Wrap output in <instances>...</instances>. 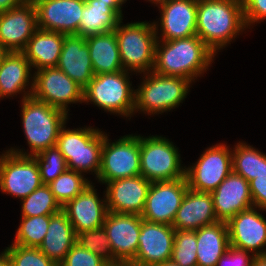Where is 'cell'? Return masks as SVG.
Listing matches in <instances>:
<instances>
[{
    "mask_svg": "<svg viewBox=\"0 0 266 266\" xmlns=\"http://www.w3.org/2000/svg\"><path fill=\"white\" fill-rule=\"evenodd\" d=\"M216 54L197 36L157 40L153 72L195 82L214 62Z\"/></svg>",
    "mask_w": 266,
    "mask_h": 266,
    "instance_id": "cell-1",
    "label": "cell"
},
{
    "mask_svg": "<svg viewBox=\"0 0 266 266\" xmlns=\"http://www.w3.org/2000/svg\"><path fill=\"white\" fill-rule=\"evenodd\" d=\"M246 29L242 0H198L196 35L216 55Z\"/></svg>",
    "mask_w": 266,
    "mask_h": 266,
    "instance_id": "cell-2",
    "label": "cell"
},
{
    "mask_svg": "<svg viewBox=\"0 0 266 266\" xmlns=\"http://www.w3.org/2000/svg\"><path fill=\"white\" fill-rule=\"evenodd\" d=\"M21 106L23 132L30 152L14 147L8 148V151L22 156H33L56 146L59 132L67 124L69 114L32 96L21 100Z\"/></svg>",
    "mask_w": 266,
    "mask_h": 266,
    "instance_id": "cell-3",
    "label": "cell"
},
{
    "mask_svg": "<svg viewBox=\"0 0 266 266\" xmlns=\"http://www.w3.org/2000/svg\"><path fill=\"white\" fill-rule=\"evenodd\" d=\"M141 84L135 89L134 114L159 115L183 103L192 81L179 76H164L153 71L143 74Z\"/></svg>",
    "mask_w": 266,
    "mask_h": 266,
    "instance_id": "cell-4",
    "label": "cell"
},
{
    "mask_svg": "<svg viewBox=\"0 0 266 266\" xmlns=\"http://www.w3.org/2000/svg\"><path fill=\"white\" fill-rule=\"evenodd\" d=\"M114 29L124 71L139 75L153 71L157 36L153 22L121 24Z\"/></svg>",
    "mask_w": 266,
    "mask_h": 266,
    "instance_id": "cell-5",
    "label": "cell"
},
{
    "mask_svg": "<svg viewBox=\"0 0 266 266\" xmlns=\"http://www.w3.org/2000/svg\"><path fill=\"white\" fill-rule=\"evenodd\" d=\"M103 142L104 132L99 128L84 126L67 129L64 125L59 132L56 147L63 154L69 170L83 174L91 172L97 179Z\"/></svg>",
    "mask_w": 266,
    "mask_h": 266,
    "instance_id": "cell-6",
    "label": "cell"
},
{
    "mask_svg": "<svg viewBox=\"0 0 266 266\" xmlns=\"http://www.w3.org/2000/svg\"><path fill=\"white\" fill-rule=\"evenodd\" d=\"M130 73L122 70L94 75L84 89L83 103L90 102L105 112L131 119L134 115L135 89L130 82Z\"/></svg>",
    "mask_w": 266,
    "mask_h": 266,
    "instance_id": "cell-7",
    "label": "cell"
},
{
    "mask_svg": "<svg viewBox=\"0 0 266 266\" xmlns=\"http://www.w3.org/2000/svg\"><path fill=\"white\" fill-rule=\"evenodd\" d=\"M179 149L169 139L140 135V175L147 180L172 181L185 178Z\"/></svg>",
    "mask_w": 266,
    "mask_h": 266,
    "instance_id": "cell-8",
    "label": "cell"
},
{
    "mask_svg": "<svg viewBox=\"0 0 266 266\" xmlns=\"http://www.w3.org/2000/svg\"><path fill=\"white\" fill-rule=\"evenodd\" d=\"M104 132L101 167L97 176L100 184L140 175V135L129 134L110 142Z\"/></svg>",
    "mask_w": 266,
    "mask_h": 266,
    "instance_id": "cell-9",
    "label": "cell"
},
{
    "mask_svg": "<svg viewBox=\"0 0 266 266\" xmlns=\"http://www.w3.org/2000/svg\"><path fill=\"white\" fill-rule=\"evenodd\" d=\"M224 143L208 147L199 159L186 167L188 187L197 192H213L233 171L232 148Z\"/></svg>",
    "mask_w": 266,
    "mask_h": 266,
    "instance_id": "cell-10",
    "label": "cell"
},
{
    "mask_svg": "<svg viewBox=\"0 0 266 266\" xmlns=\"http://www.w3.org/2000/svg\"><path fill=\"white\" fill-rule=\"evenodd\" d=\"M32 97L69 114L68 105L83 103L84 89L57 67L34 71Z\"/></svg>",
    "mask_w": 266,
    "mask_h": 266,
    "instance_id": "cell-11",
    "label": "cell"
},
{
    "mask_svg": "<svg viewBox=\"0 0 266 266\" xmlns=\"http://www.w3.org/2000/svg\"><path fill=\"white\" fill-rule=\"evenodd\" d=\"M43 185L38 163L33 156H22L8 150L0 155V191L19 198L29 196Z\"/></svg>",
    "mask_w": 266,
    "mask_h": 266,
    "instance_id": "cell-12",
    "label": "cell"
},
{
    "mask_svg": "<svg viewBox=\"0 0 266 266\" xmlns=\"http://www.w3.org/2000/svg\"><path fill=\"white\" fill-rule=\"evenodd\" d=\"M197 5L198 0H162L156 3L160 10L159 20L153 21L157 40L170 41L196 35Z\"/></svg>",
    "mask_w": 266,
    "mask_h": 266,
    "instance_id": "cell-13",
    "label": "cell"
},
{
    "mask_svg": "<svg viewBox=\"0 0 266 266\" xmlns=\"http://www.w3.org/2000/svg\"><path fill=\"white\" fill-rule=\"evenodd\" d=\"M188 188L186 177L151 182L141 217L150 222L172 226Z\"/></svg>",
    "mask_w": 266,
    "mask_h": 266,
    "instance_id": "cell-14",
    "label": "cell"
},
{
    "mask_svg": "<svg viewBox=\"0 0 266 266\" xmlns=\"http://www.w3.org/2000/svg\"><path fill=\"white\" fill-rule=\"evenodd\" d=\"M258 210L253 206L226 222L229 244L255 256H266V219Z\"/></svg>",
    "mask_w": 266,
    "mask_h": 266,
    "instance_id": "cell-15",
    "label": "cell"
},
{
    "mask_svg": "<svg viewBox=\"0 0 266 266\" xmlns=\"http://www.w3.org/2000/svg\"><path fill=\"white\" fill-rule=\"evenodd\" d=\"M34 5L39 29L79 36L85 0H39Z\"/></svg>",
    "mask_w": 266,
    "mask_h": 266,
    "instance_id": "cell-16",
    "label": "cell"
},
{
    "mask_svg": "<svg viewBox=\"0 0 266 266\" xmlns=\"http://www.w3.org/2000/svg\"><path fill=\"white\" fill-rule=\"evenodd\" d=\"M175 231L171 225L142 219L138 250L132 262L136 266H156L170 260Z\"/></svg>",
    "mask_w": 266,
    "mask_h": 266,
    "instance_id": "cell-17",
    "label": "cell"
},
{
    "mask_svg": "<svg viewBox=\"0 0 266 266\" xmlns=\"http://www.w3.org/2000/svg\"><path fill=\"white\" fill-rule=\"evenodd\" d=\"M37 29L34 3L25 1L17 8L0 12V43L9 52H22Z\"/></svg>",
    "mask_w": 266,
    "mask_h": 266,
    "instance_id": "cell-18",
    "label": "cell"
},
{
    "mask_svg": "<svg viewBox=\"0 0 266 266\" xmlns=\"http://www.w3.org/2000/svg\"><path fill=\"white\" fill-rule=\"evenodd\" d=\"M142 219L141 215L108 211L103 228L117 260L132 261L136 257Z\"/></svg>",
    "mask_w": 266,
    "mask_h": 266,
    "instance_id": "cell-19",
    "label": "cell"
},
{
    "mask_svg": "<svg viewBox=\"0 0 266 266\" xmlns=\"http://www.w3.org/2000/svg\"><path fill=\"white\" fill-rule=\"evenodd\" d=\"M150 185L151 181L141 175L107 182L105 193L108 211L141 215Z\"/></svg>",
    "mask_w": 266,
    "mask_h": 266,
    "instance_id": "cell-20",
    "label": "cell"
},
{
    "mask_svg": "<svg viewBox=\"0 0 266 266\" xmlns=\"http://www.w3.org/2000/svg\"><path fill=\"white\" fill-rule=\"evenodd\" d=\"M103 193L104 198L101 199L94 183H90L79 195L62 207L76 234L103 226L108 213L106 193Z\"/></svg>",
    "mask_w": 266,
    "mask_h": 266,
    "instance_id": "cell-21",
    "label": "cell"
},
{
    "mask_svg": "<svg viewBox=\"0 0 266 266\" xmlns=\"http://www.w3.org/2000/svg\"><path fill=\"white\" fill-rule=\"evenodd\" d=\"M211 196L218 221L227 222L239 212L253 207L249 182L233 171Z\"/></svg>",
    "mask_w": 266,
    "mask_h": 266,
    "instance_id": "cell-22",
    "label": "cell"
},
{
    "mask_svg": "<svg viewBox=\"0 0 266 266\" xmlns=\"http://www.w3.org/2000/svg\"><path fill=\"white\" fill-rule=\"evenodd\" d=\"M32 70L22 52H9L0 66V99L17 97L18 94H22L21 100L30 97L33 92Z\"/></svg>",
    "mask_w": 266,
    "mask_h": 266,
    "instance_id": "cell-23",
    "label": "cell"
},
{
    "mask_svg": "<svg viewBox=\"0 0 266 266\" xmlns=\"http://www.w3.org/2000/svg\"><path fill=\"white\" fill-rule=\"evenodd\" d=\"M216 222L218 219L211 193L197 192L188 188L172 226L175 230L196 231Z\"/></svg>",
    "mask_w": 266,
    "mask_h": 266,
    "instance_id": "cell-24",
    "label": "cell"
},
{
    "mask_svg": "<svg viewBox=\"0 0 266 266\" xmlns=\"http://www.w3.org/2000/svg\"><path fill=\"white\" fill-rule=\"evenodd\" d=\"M56 67L85 89L95 75L86 38L66 35Z\"/></svg>",
    "mask_w": 266,
    "mask_h": 266,
    "instance_id": "cell-25",
    "label": "cell"
},
{
    "mask_svg": "<svg viewBox=\"0 0 266 266\" xmlns=\"http://www.w3.org/2000/svg\"><path fill=\"white\" fill-rule=\"evenodd\" d=\"M121 8L123 7L118 2L85 0L79 36L86 38L114 31L124 17Z\"/></svg>",
    "mask_w": 266,
    "mask_h": 266,
    "instance_id": "cell-26",
    "label": "cell"
},
{
    "mask_svg": "<svg viewBox=\"0 0 266 266\" xmlns=\"http://www.w3.org/2000/svg\"><path fill=\"white\" fill-rule=\"evenodd\" d=\"M77 234L66 213L60 212L50 215L47 233L39 250L56 265H60L65 256L76 243Z\"/></svg>",
    "mask_w": 266,
    "mask_h": 266,
    "instance_id": "cell-27",
    "label": "cell"
},
{
    "mask_svg": "<svg viewBox=\"0 0 266 266\" xmlns=\"http://www.w3.org/2000/svg\"><path fill=\"white\" fill-rule=\"evenodd\" d=\"M65 36L62 33L38 28L22 51L30 62L31 68L37 71L44 68L56 67Z\"/></svg>",
    "mask_w": 266,
    "mask_h": 266,
    "instance_id": "cell-28",
    "label": "cell"
},
{
    "mask_svg": "<svg viewBox=\"0 0 266 266\" xmlns=\"http://www.w3.org/2000/svg\"><path fill=\"white\" fill-rule=\"evenodd\" d=\"M198 266H216L229 248L227 224L218 221L196 230Z\"/></svg>",
    "mask_w": 266,
    "mask_h": 266,
    "instance_id": "cell-29",
    "label": "cell"
},
{
    "mask_svg": "<svg viewBox=\"0 0 266 266\" xmlns=\"http://www.w3.org/2000/svg\"><path fill=\"white\" fill-rule=\"evenodd\" d=\"M94 74L123 70L115 31L86 37Z\"/></svg>",
    "mask_w": 266,
    "mask_h": 266,
    "instance_id": "cell-30",
    "label": "cell"
},
{
    "mask_svg": "<svg viewBox=\"0 0 266 266\" xmlns=\"http://www.w3.org/2000/svg\"><path fill=\"white\" fill-rule=\"evenodd\" d=\"M232 149L233 172L248 182L266 176V154L246 142H238Z\"/></svg>",
    "mask_w": 266,
    "mask_h": 266,
    "instance_id": "cell-31",
    "label": "cell"
},
{
    "mask_svg": "<svg viewBox=\"0 0 266 266\" xmlns=\"http://www.w3.org/2000/svg\"><path fill=\"white\" fill-rule=\"evenodd\" d=\"M20 201L21 217L53 215L62 210L48 185H42Z\"/></svg>",
    "mask_w": 266,
    "mask_h": 266,
    "instance_id": "cell-32",
    "label": "cell"
},
{
    "mask_svg": "<svg viewBox=\"0 0 266 266\" xmlns=\"http://www.w3.org/2000/svg\"><path fill=\"white\" fill-rule=\"evenodd\" d=\"M90 183L83 173L67 169L48 186L55 199L63 207L68 201L79 195Z\"/></svg>",
    "mask_w": 266,
    "mask_h": 266,
    "instance_id": "cell-33",
    "label": "cell"
},
{
    "mask_svg": "<svg viewBox=\"0 0 266 266\" xmlns=\"http://www.w3.org/2000/svg\"><path fill=\"white\" fill-rule=\"evenodd\" d=\"M15 239L12 244L39 248L47 233L50 215L21 217Z\"/></svg>",
    "mask_w": 266,
    "mask_h": 266,
    "instance_id": "cell-34",
    "label": "cell"
},
{
    "mask_svg": "<svg viewBox=\"0 0 266 266\" xmlns=\"http://www.w3.org/2000/svg\"><path fill=\"white\" fill-rule=\"evenodd\" d=\"M38 163L43 185H48L68 168L63 154L56 146L49 147L33 155Z\"/></svg>",
    "mask_w": 266,
    "mask_h": 266,
    "instance_id": "cell-35",
    "label": "cell"
},
{
    "mask_svg": "<svg viewBox=\"0 0 266 266\" xmlns=\"http://www.w3.org/2000/svg\"><path fill=\"white\" fill-rule=\"evenodd\" d=\"M171 260L180 266H198L196 231H175Z\"/></svg>",
    "mask_w": 266,
    "mask_h": 266,
    "instance_id": "cell-36",
    "label": "cell"
},
{
    "mask_svg": "<svg viewBox=\"0 0 266 266\" xmlns=\"http://www.w3.org/2000/svg\"><path fill=\"white\" fill-rule=\"evenodd\" d=\"M76 243L82 248L93 252L105 262H113L114 257L110 247V240L103 226L93 230H85L77 233Z\"/></svg>",
    "mask_w": 266,
    "mask_h": 266,
    "instance_id": "cell-37",
    "label": "cell"
},
{
    "mask_svg": "<svg viewBox=\"0 0 266 266\" xmlns=\"http://www.w3.org/2000/svg\"><path fill=\"white\" fill-rule=\"evenodd\" d=\"M11 266H57L39 248L11 244L5 249Z\"/></svg>",
    "mask_w": 266,
    "mask_h": 266,
    "instance_id": "cell-38",
    "label": "cell"
},
{
    "mask_svg": "<svg viewBox=\"0 0 266 266\" xmlns=\"http://www.w3.org/2000/svg\"><path fill=\"white\" fill-rule=\"evenodd\" d=\"M99 256L75 243L60 266H104Z\"/></svg>",
    "mask_w": 266,
    "mask_h": 266,
    "instance_id": "cell-39",
    "label": "cell"
},
{
    "mask_svg": "<svg viewBox=\"0 0 266 266\" xmlns=\"http://www.w3.org/2000/svg\"><path fill=\"white\" fill-rule=\"evenodd\" d=\"M242 2L244 22L247 29L266 20V0H242Z\"/></svg>",
    "mask_w": 266,
    "mask_h": 266,
    "instance_id": "cell-40",
    "label": "cell"
},
{
    "mask_svg": "<svg viewBox=\"0 0 266 266\" xmlns=\"http://www.w3.org/2000/svg\"><path fill=\"white\" fill-rule=\"evenodd\" d=\"M255 257L251 252L229 246L216 266H252Z\"/></svg>",
    "mask_w": 266,
    "mask_h": 266,
    "instance_id": "cell-41",
    "label": "cell"
},
{
    "mask_svg": "<svg viewBox=\"0 0 266 266\" xmlns=\"http://www.w3.org/2000/svg\"><path fill=\"white\" fill-rule=\"evenodd\" d=\"M253 206L266 211V176L256 177L249 181Z\"/></svg>",
    "mask_w": 266,
    "mask_h": 266,
    "instance_id": "cell-42",
    "label": "cell"
},
{
    "mask_svg": "<svg viewBox=\"0 0 266 266\" xmlns=\"http://www.w3.org/2000/svg\"><path fill=\"white\" fill-rule=\"evenodd\" d=\"M26 0H0V12L8 11L22 5Z\"/></svg>",
    "mask_w": 266,
    "mask_h": 266,
    "instance_id": "cell-43",
    "label": "cell"
},
{
    "mask_svg": "<svg viewBox=\"0 0 266 266\" xmlns=\"http://www.w3.org/2000/svg\"><path fill=\"white\" fill-rule=\"evenodd\" d=\"M104 266H136L132 261L116 260L113 262H105Z\"/></svg>",
    "mask_w": 266,
    "mask_h": 266,
    "instance_id": "cell-44",
    "label": "cell"
},
{
    "mask_svg": "<svg viewBox=\"0 0 266 266\" xmlns=\"http://www.w3.org/2000/svg\"><path fill=\"white\" fill-rule=\"evenodd\" d=\"M0 266H11V262L5 250L0 253Z\"/></svg>",
    "mask_w": 266,
    "mask_h": 266,
    "instance_id": "cell-45",
    "label": "cell"
},
{
    "mask_svg": "<svg viewBox=\"0 0 266 266\" xmlns=\"http://www.w3.org/2000/svg\"><path fill=\"white\" fill-rule=\"evenodd\" d=\"M252 266H266V256H256Z\"/></svg>",
    "mask_w": 266,
    "mask_h": 266,
    "instance_id": "cell-46",
    "label": "cell"
},
{
    "mask_svg": "<svg viewBox=\"0 0 266 266\" xmlns=\"http://www.w3.org/2000/svg\"><path fill=\"white\" fill-rule=\"evenodd\" d=\"M9 53V51L0 43V66L4 57Z\"/></svg>",
    "mask_w": 266,
    "mask_h": 266,
    "instance_id": "cell-47",
    "label": "cell"
},
{
    "mask_svg": "<svg viewBox=\"0 0 266 266\" xmlns=\"http://www.w3.org/2000/svg\"><path fill=\"white\" fill-rule=\"evenodd\" d=\"M156 266H180V265L170 259V260H166V261H164L161 264L156 265Z\"/></svg>",
    "mask_w": 266,
    "mask_h": 266,
    "instance_id": "cell-48",
    "label": "cell"
},
{
    "mask_svg": "<svg viewBox=\"0 0 266 266\" xmlns=\"http://www.w3.org/2000/svg\"><path fill=\"white\" fill-rule=\"evenodd\" d=\"M102 2H118L121 6L126 3L127 0H101Z\"/></svg>",
    "mask_w": 266,
    "mask_h": 266,
    "instance_id": "cell-49",
    "label": "cell"
},
{
    "mask_svg": "<svg viewBox=\"0 0 266 266\" xmlns=\"http://www.w3.org/2000/svg\"><path fill=\"white\" fill-rule=\"evenodd\" d=\"M147 1H150V3H152V4H156V3H158V2H160V1H162V0H147Z\"/></svg>",
    "mask_w": 266,
    "mask_h": 266,
    "instance_id": "cell-50",
    "label": "cell"
},
{
    "mask_svg": "<svg viewBox=\"0 0 266 266\" xmlns=\"http://www.w3.org/2000/svg\"><path fill=\"white\" fill-rule=\"evenodd\" d=\"M26 1L34 3V2L39 1V0H26Z\"/></svg>",
    "mask_w": 266,
    "mask_h": 266,
    "instance_id": "cell-51",
    "label": "cell"
}]
</instances>
